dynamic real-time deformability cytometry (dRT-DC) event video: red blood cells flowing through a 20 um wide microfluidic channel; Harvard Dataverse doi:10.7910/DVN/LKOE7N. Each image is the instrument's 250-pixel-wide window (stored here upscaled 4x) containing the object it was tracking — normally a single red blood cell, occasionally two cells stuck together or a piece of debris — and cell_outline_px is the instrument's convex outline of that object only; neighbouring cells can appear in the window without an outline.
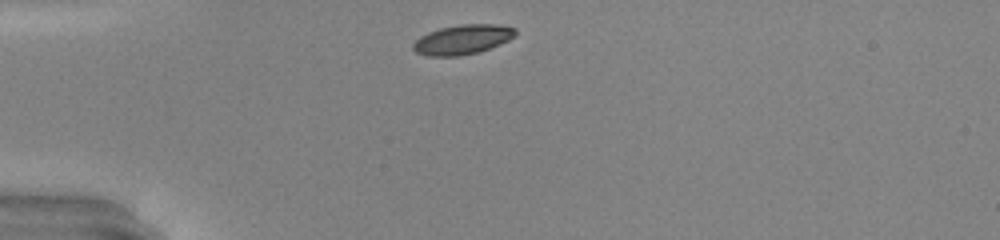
{"species": "common noctule bat (a hibernating species)", "species_latin": "Nyctalus noctula", "temperature_condition": "warm", "stored_images_in_passage": 29, "camera_frame_rate_fps": 3000, "um_per_image_px": 0.085, "animal": {"sex": "male", "body_mass_g": 20.0, "forearm_length_mm": 53.3}, "frame": {"image": 1, "passage_image": 1, "time_ms": 0.0, "image_size_px": [1000, 240], "cell_outline_px": [[516, 36], [508, 40], [480, 52], [460, 56], [428, 56], [416, 52], [412, 48], [412, 44], [420, 36], [428, 32], [440, 28], [460, 24], [492, 24], [516, 28]], "centroid_in_image_um": [39.3, 3.36], "position_along_channel_um": 45.7, "area_um2": 17.69}}
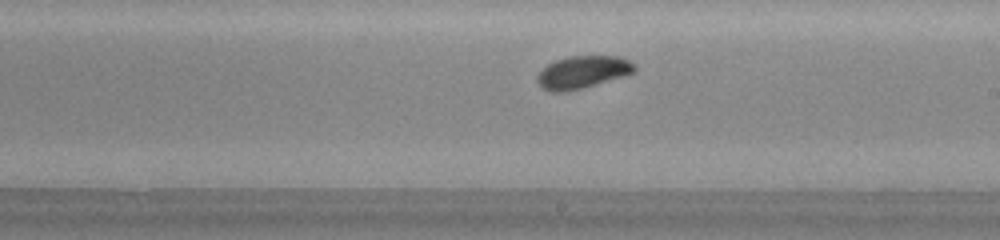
{"frame": {"image": 2, "passage_image": 17, "time_ms": 5.333, "image_size_px": [1000, 240], "cell_outline_px": [[636, 72], [628, 76], [564, 92], [552, 92], [544, 88], [536, 80], [536, 76], [548, 64], [556, 60], [568, 56], [616, 56], [628, 60], [636, 68]], "centroid_in_image_um": [49.55, 6.13], "position_along_channel_um": 239.4, "area_um2": 18.32}}
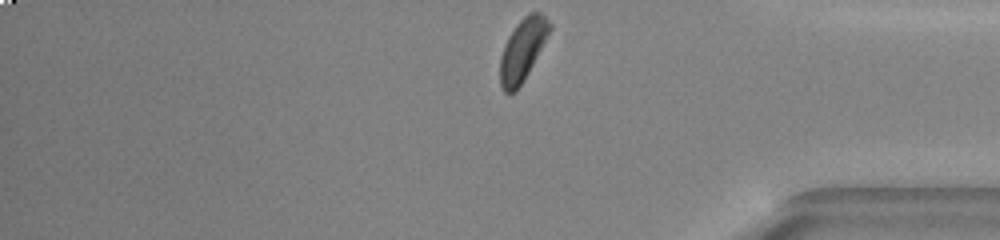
{"frame": {"image": 3, "passage_image": 29, "time_ms": 9.333, "image_size_px": [1000, 240], "cell_outline_px": [[552, 28], [524, 80], [516, 92], [508, 96], [504, 92], [500, 84], [500, 56], [504, 44], [508, 36], [516, 24], [528, 12], [540, 12], [552, 24]], "centroid_in_image_um": [44.4, 4.26], "position_along_channel_um": 390.8, "area_um2": 18.09}, "authors_computed_cell_mechanics": {"area_um2": 18.207, "velocity_mm_per_s": 4.1758, "shape_relaxation_time_tau1_ms": 1.6167, "shape_relaxation_time_tau2_ms": null, "deformation_change_tau1": 0.0888, "deformation_change_tau2": null}}